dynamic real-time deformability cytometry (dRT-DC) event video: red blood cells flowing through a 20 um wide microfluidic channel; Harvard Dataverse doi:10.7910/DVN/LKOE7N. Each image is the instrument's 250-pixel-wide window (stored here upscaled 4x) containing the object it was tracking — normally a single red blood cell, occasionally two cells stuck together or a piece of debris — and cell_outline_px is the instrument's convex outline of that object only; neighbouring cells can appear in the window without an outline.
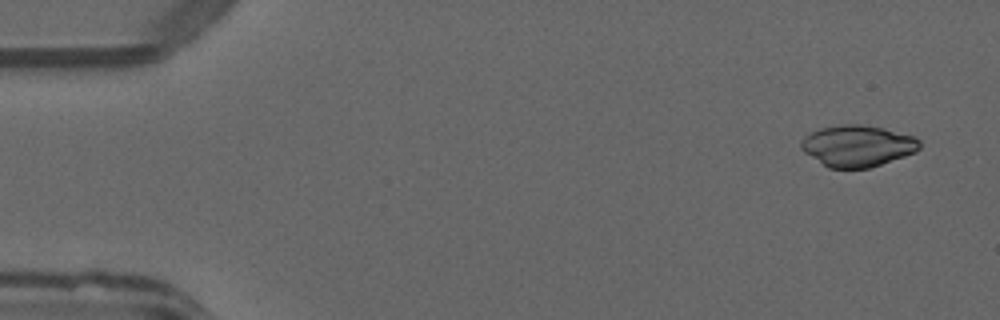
{"species": "common noctule bat (a hibernating species)", "species_latin": "Nyctalus noctula", "temperature_condition": "warm", "stored_images_in_passage": 4, "camera_frame_rate_fps": 3000, "um_per_image_px": 0.085, "animal": {"sex": "male", "forearm_length_mm": 52.5}, "frame": {"image": 1, "passage_image": 1, "time_ms": 0.0, "image_size_px": [1000, 320], "cell_outline_px": [[920, 148], [916, 152], [868, 168], [828, 168], [804, 152], [800, 148], [800, 140], [804, 136], [820, 128], [840, 124], [860, 124], [884, 128], [916, 136], [920, 140]], "centroid_in_image_um": [72.88, 12.38], "position_along_channel_um": 12.1, "area_um2": 28.73}}